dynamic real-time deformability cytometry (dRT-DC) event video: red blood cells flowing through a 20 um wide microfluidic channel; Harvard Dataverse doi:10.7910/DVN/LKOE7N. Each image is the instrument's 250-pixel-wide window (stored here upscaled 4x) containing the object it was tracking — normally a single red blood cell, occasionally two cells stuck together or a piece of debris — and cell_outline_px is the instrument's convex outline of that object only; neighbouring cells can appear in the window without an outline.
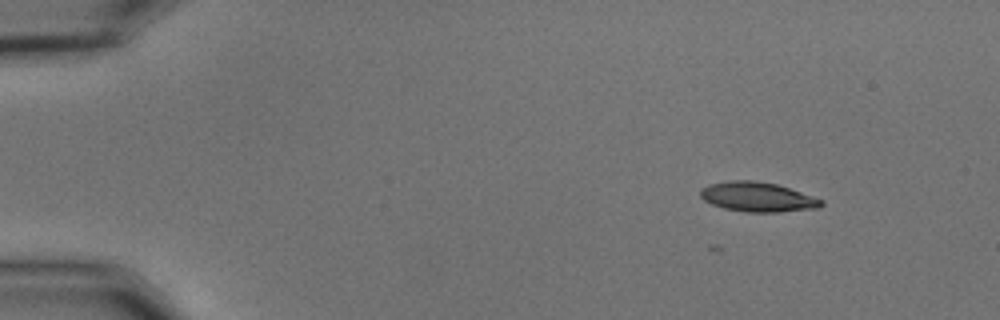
{"species": "common noctule bat (a hibernating species)", "species_latin": "Nyctalus noctula", "temperature_condition": "cold", "stored_images_in_passage": 2, "camera_frame_rate_fps": 3000, "um_per_image_px": 0.085, "animal": {"sex": "male", "body_mass_g": 15.6}, "frame": {"image": 1, "passage_image": 2, "time_ms": 0.333, "image_size_px": [1000, 320], "cell_outline_px": [[824, 204], [820, 208], [776, 212], [748, 212], [724, 208], [712, 204], [704, 200], [700, 196], [700, 188], [708, 184], [728, 180], [752, 180], [776, 184], [824, 200]], "centroid_in_image_um": [64.37, 16.74], "position_along_channel_um": 20.6, "area_um2": 20.87}}